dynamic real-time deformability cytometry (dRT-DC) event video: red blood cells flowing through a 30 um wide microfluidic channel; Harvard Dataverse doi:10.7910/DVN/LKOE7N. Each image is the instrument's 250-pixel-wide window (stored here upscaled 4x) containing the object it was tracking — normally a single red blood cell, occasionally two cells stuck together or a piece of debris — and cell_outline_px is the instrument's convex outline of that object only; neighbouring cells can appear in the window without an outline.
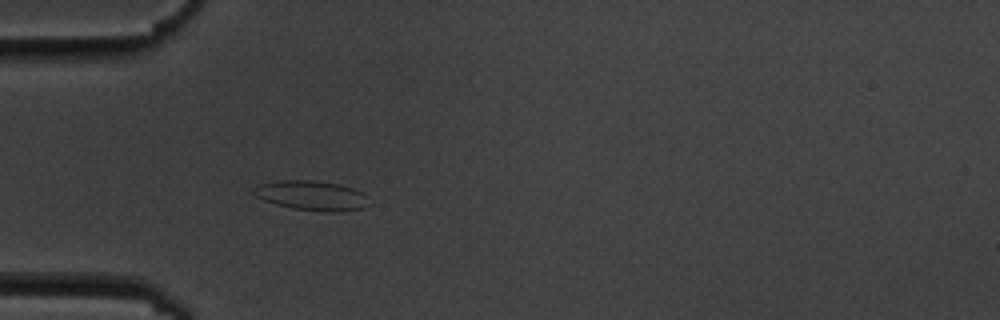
{"species": "common noctule bat (a hibernating species)", "species_latin": "Nyctalus noctula", "temperature_condition": "cold", "stored_images_in_passage": 5, "camera_frame_rate_fps": 3000, "um_per_image_px": 0.085, "animal": {"sex": "male", "body_mass_g": 19.5, "forearm_length_mm": 54.6}, "frame": {"image": 1, "passage_image": 5, "time_ms": 4.667, "image_size_px": [1000, 320], "cell_outline_px": [[364, 208], [340, 212], [324, 212], [292, 208], [276, 204], [264, 200], [256, 196], [252, 192], [252, 188], [260, 184], [280, 180], [312, 180], [340, 184], [352, 188], [360, 192], [364, 196]], "centroid_in_image_um": [26.42, 16.62], "position_along_channel_um": 58.6, "area_um2": 19.65}}